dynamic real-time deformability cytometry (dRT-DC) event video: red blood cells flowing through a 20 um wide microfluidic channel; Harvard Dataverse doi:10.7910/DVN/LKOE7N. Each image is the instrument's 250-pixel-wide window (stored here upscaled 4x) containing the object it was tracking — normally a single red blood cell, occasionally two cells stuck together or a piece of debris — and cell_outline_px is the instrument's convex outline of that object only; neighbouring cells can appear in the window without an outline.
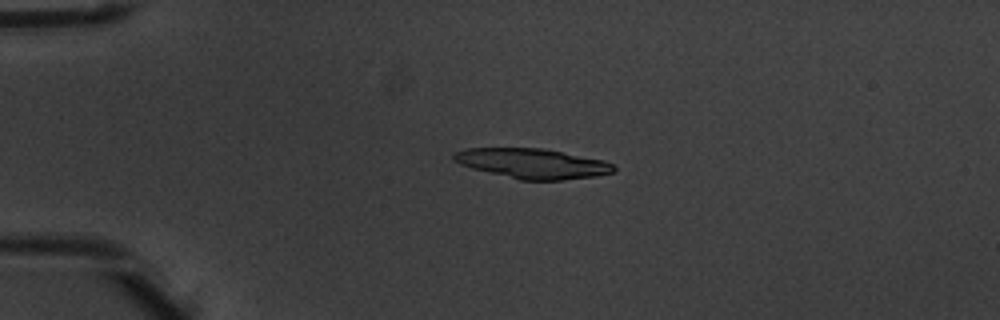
{"species": "common noctule bat (a hibernating species)", "species_latin": "Nyctalus noctula", "temperature_condition": "warm", "stored_images_in_passage": 6, "camera_frame_rate_fps": 3000, "um_per_image_px": 0.085, "animal": {"sex": "male", "body_mass_g": 20.1, "forearm_length_mm": 53.5}, "frame": {"image": 1, "passage_image": 3, "time_ms": 0.667, "image_size_px": [1000, 320], "cell_outline_px": [[616, 168], [612, 172], [596, 176], [564, 180], [520, 180], [472, 168], [460, 164], [452, 160], [452, 152], [464, 148], [544, 148], [604, 160], [612, 164]], "centroid_in_image_um": [45.23, 13.89], "position_along_channel_um": 39.8, "area_um2": 28.03}}